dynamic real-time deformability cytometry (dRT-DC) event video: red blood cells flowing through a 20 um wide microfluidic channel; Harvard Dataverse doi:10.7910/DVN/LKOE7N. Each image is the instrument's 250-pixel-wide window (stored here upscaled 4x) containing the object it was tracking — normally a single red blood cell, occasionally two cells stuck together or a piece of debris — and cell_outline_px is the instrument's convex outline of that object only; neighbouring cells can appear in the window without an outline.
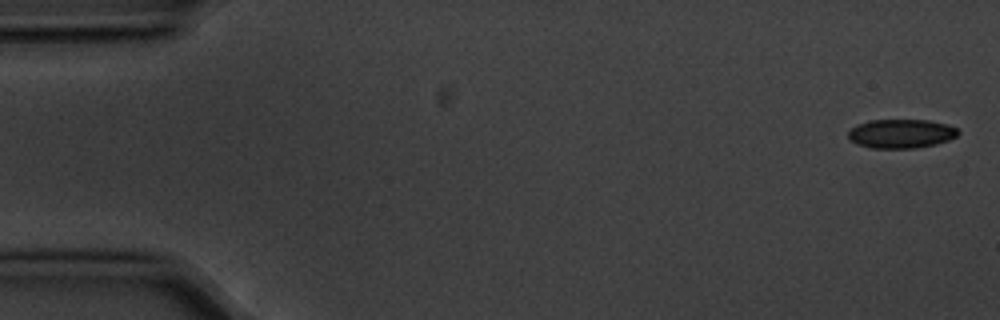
{"species": "common noctule bat (a hibernating species)", "species_latin": "Nyctalus noctula", "temperature_condition": "cold", "stored_images_in_passage": 6, "camera_frame_rate_fps": 3000, "um_per_image_px": 0.085, "animal": {"sex": "male", "body_mass_g": 20.1, "forearm_length_mm": 53.5}, "frame": {"image": 1, "passage_image": 1, "time_ms": 0.0, "image_size_px": [1000, 320], "cell_outline_px": [[960, 132], [956, 136], [948, 140], [936, 144], [916, 148], [868, 148], [856, 144], [848, 140], [848, 132], [856, 124], [872, 120], [928, 120], [948, 124], [956, 128]], "centroid_in_image_um": [76.57, 11.36], "position_along_channel_um": 8.4, "area_um2": 18.73}}